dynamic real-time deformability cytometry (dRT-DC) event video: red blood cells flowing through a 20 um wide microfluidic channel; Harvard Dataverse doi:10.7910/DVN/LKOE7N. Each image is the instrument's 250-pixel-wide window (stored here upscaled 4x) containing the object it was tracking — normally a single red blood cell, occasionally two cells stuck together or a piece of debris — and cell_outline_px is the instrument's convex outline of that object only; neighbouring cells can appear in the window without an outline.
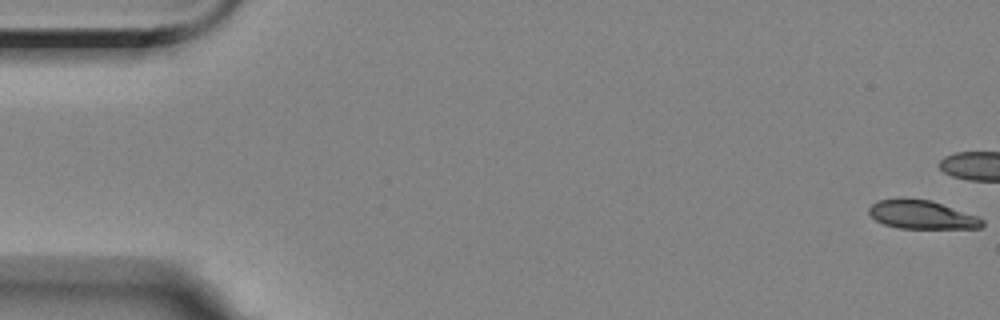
{"species": "Egyptian fruit bat (a non-hibernating species)", "species_latin": "Rousettus aegyptiacus", "temperature_condition": "room temperature", "stored_images_in_passage": 14, "camera_frame_rate_fps": 3000, "um_per_image_px": 0.085, "animal": {"sex": "female"}, "frame": {"image": 1, "passage_image": 1, "time_ms": 0.0, "image_size_px": [1000, 320], "cell_outline_px": [[984, 224], [980, 228], [900, 228], [884, 224], [876, 220], [868, 212], [868, 208], [876, 200], [900, 196], [932, 200], [980, 216], [984, 220]], "centroid_in_image_um": [78.35, 18.21], "position_along_channel_um": 6.6, "area_um2": 19.42}}
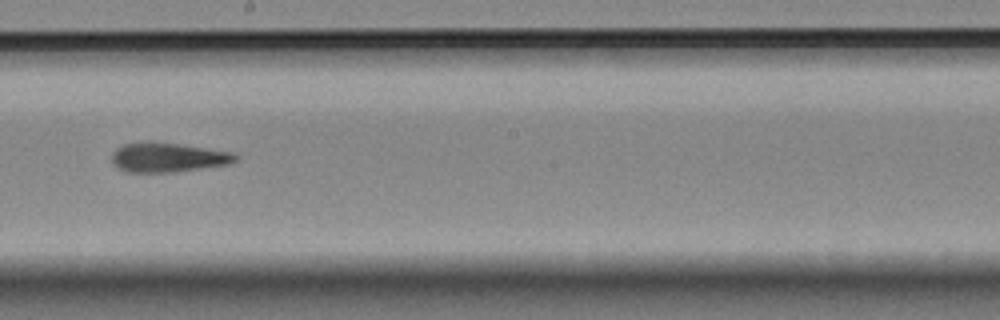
{"frame": {"image": 2, "passage_image": 10, "time_ms": 11.333, "image_size_px": [1000, 320], "cell_outline_px": [[240, 160], [228, 164], [172, 172], [128, 172], [112, 164], [112, 152], [116, 148], [124, 144], [148, 140], [156, 140], [236, 152], [240, 156]], "centroid_in_image_um": [14.31, 13.34], "position_along_channel_um": 233.9, "area_um2": 21.79}}
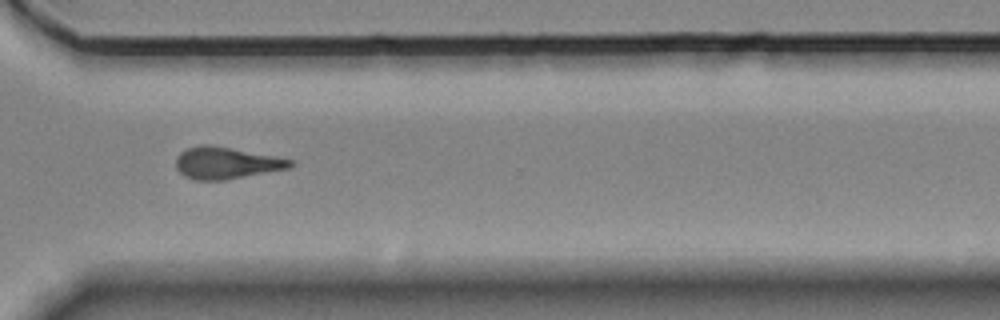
{"frame": {"image": 3, "passage_image": 13, "time_ms": 14.667, "image_size_px": [1000, 320], "cell_outline_px": [[296, 164], [288, 168], [224, 180], [192, 180], [184, 176], [176, 168], [176, 156], [180, 152], [188, 148], [200, 144], [212, 144], [296, 160]], "centroid_in_image_um": [19.22, 13.84], "position_along_channel_um": 351.4, "area_um2": 21.39}, "authors_computed_cell_mechanics": {"area_um2": 21.097, "velocity_mm_per_s": 3.5286, "shape_relaxation_time_tau1_ms": null, "shape_relaxation_time_tau2_ms": 2.9299, "deformation_change_tau1": null, "deformation_change_tau2": 0.1013}}